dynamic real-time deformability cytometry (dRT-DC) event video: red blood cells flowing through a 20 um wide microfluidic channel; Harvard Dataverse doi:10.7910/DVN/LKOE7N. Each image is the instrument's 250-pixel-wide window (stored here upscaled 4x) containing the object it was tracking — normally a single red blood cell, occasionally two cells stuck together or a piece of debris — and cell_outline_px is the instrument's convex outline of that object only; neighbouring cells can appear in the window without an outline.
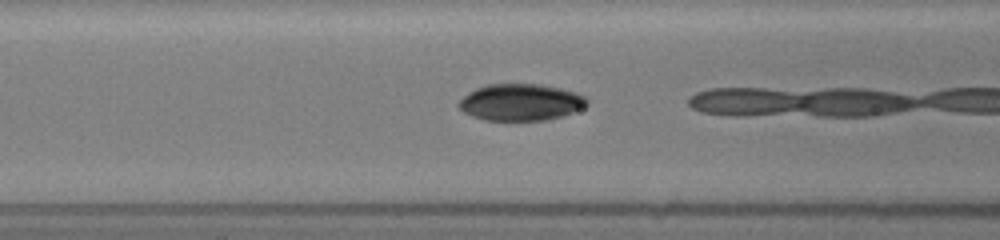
{"species": "common noctule bat (a hibernating species)", "species_latin": "Nyctalus noctula", "temperature_condition": "room temperature", "stored_images_in_passage": 7, "camera_frame_rate_fps": 3000, "um_per_image_px": 0.085, "animal": {"sex": "female", "body_mass_g": 19.5, "forearm_length_mm": 54.1}, "frame": {"image": 1, "passage_image": 3, "time_ms": 0.667, "image_size_px": [1000, 240], "cell_outline_px": [[588, 104], [572, 112], [560, 116], [544, 120], [484, 120], [472, 116], [464, 112], [456, 104], [468, 92], [476, 88], [488, 84], [540, 84], [560, 88], [576, 92], [584, 96], [588, 100]], "centroid_in_image_um": [44.23, 8.68], "position_along_channel_um": 122.4, "area_um2": 27.28}}